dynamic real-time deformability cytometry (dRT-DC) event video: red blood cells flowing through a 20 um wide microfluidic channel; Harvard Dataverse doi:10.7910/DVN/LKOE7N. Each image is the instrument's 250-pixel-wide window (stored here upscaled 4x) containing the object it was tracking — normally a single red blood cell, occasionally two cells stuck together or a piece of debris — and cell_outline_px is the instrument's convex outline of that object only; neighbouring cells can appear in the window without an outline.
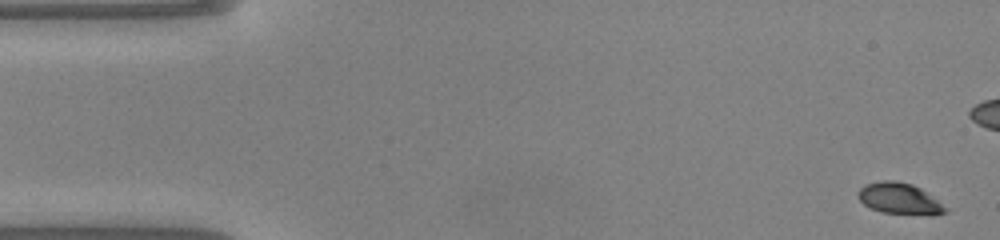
{"species": "common noctule bat (a hibernating species)", "species_latin": "Nyctalus noctula", "temperature_condition": "warm", "stored_images_in_passage": 50, "camera_frame_rate_fps": 3000, "um_per_image_px": 0.085, "animal": {"sex": "male", "body_mass_g": 20.0, "forearm_length_mm": 53.3}, "frame": {"image": 1, "passage_image": 2, "time_ms": 0.333, "image_size_px": [1000, 240], "cell_outline_px": [[948, 212], [932, 216], [928, 216], [880, 212], [868, 208], [860, 200], [856, 192], [864, 184], [880, 180], [896, 180], [912, 184], [920, 188], [948, 208]], "centroid_in_image_um": [76.45, 16.9], "position_along_channel_um": 8.6, "area_um2": 16.3}}
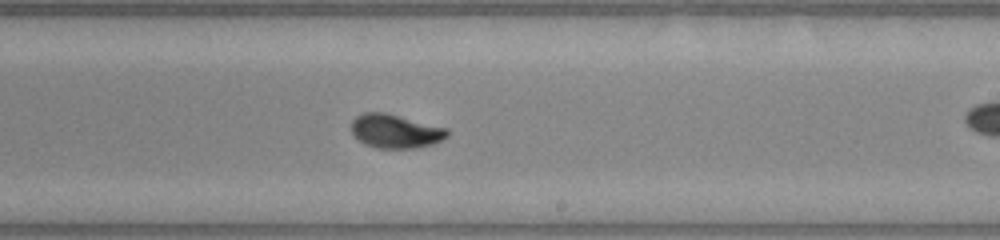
{"frame": {"image": 2, "passage_image": 29, "time_ms": 9.333, "image_size_px": [1000, 240], "cell_outline_px": [[448, 136], [432, 144], [412, 148], [376, 148], [360, 140], [352, 132], [352, 120], [356, 116], [364, 112], [384, 112], [448, 128]], "centroid_in_image_um": [33.61, 11.14], "position_along_channel_um": 255.4, "area_um2": 18.61}}
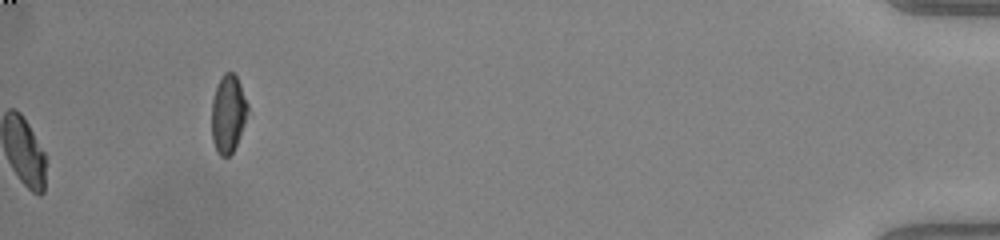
{"frame": {"image": 3, "passage_image": 50, "time_ms": 16.333, "image_size_px": [1000, 240], "cell_outline_px": [[248, 112], [236, 144], [232, 152], [228, 156], [220, 156], [216, 152], [212, 140], [212, 100], [216, 88], [224, 72], [232, 72], [236, 76], [240, 84], [248, 104]], "centroid_in_image_um": [19.38, 9.68], "position_along_channel_um": 415.8, "area_um2": 16.13}, "authors_computed_cell_mechanics": {"area_um2": 18.2359, "velocity_mm_per_s": 4.1074, "shape_relaxation_time_tau1_ms": 2.7962, "shape_relaxation_time_tau2_ms": 0.8173, "deformation_change_tau1": 0.1379, "deformation_change_tau2": 0.0336}}